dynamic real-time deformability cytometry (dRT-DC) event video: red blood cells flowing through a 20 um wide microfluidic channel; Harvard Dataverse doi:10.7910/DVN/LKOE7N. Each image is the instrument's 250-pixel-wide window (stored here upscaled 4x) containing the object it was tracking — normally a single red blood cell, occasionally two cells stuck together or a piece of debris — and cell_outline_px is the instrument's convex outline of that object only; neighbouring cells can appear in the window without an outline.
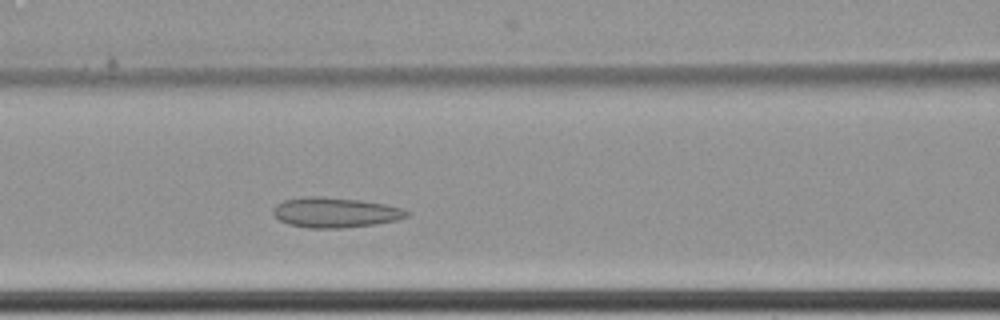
{"species": "common noctule bat (a hibernating species)", "species_latin": "Nyctalus noctula", "temperature_condition": "cold", "stored_images_in_passage": 5, "camera_frame_rate_fps": 3000, "um_per_image_px": 0.085, "animal": {"sex": "female", "body_mass_g": 22.7, "forearm_length_mm": 54.2}, "frame": {"image": 1, "passage_image": 5, "time_ms": 1.333, "image_size_px": [1000, 320], "cell_outline_px": [[408, 216], [396, 220], [376, 224], [340, 228], [308, 228], [288, 224], [280, 220], [272, 212], [272, 208], [276, 204], [284, 200], [308, 196], [324, 196], [360, 200], [384, 204], [404, 208], [408, 212]], "centroid_in_image_um": [28.47, 18.05], "position_along_channel_um": 138.1, "area_um2": 23.47}}